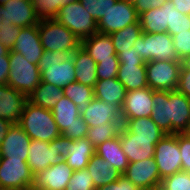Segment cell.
Here are the masks:
<instances>
[{"label":"cell","mask_w":190,"mask_h":190,"mask_svg":"<svg viewBox=\"0 0 190 190\" xmlns=\"http://www.w3.org/2000/svg\"><path fill=\"white\" fill-rule=\"evenodd\" d=\"M150 118L166 134L182 133L190 120V99L176 90L154 91Z\"/></svg>","instance_id":"1"},{"label":"cell","mask_w":190,"mask_h":190,"mask_svg":"<svg viewBox=\"0 0 190 190\" xmlns=\"http://www.w3.org/2000/svg\"><path fill=\"white\" fill-rule=\"evenodd\" d=\"M18 125L33 140L51 142L62 138L51 110L26 102Z\"/></svg>","instance_id":"2"},{"label":"cell","mask_w":190,"mask_h":190,"mask_svg":"<svg viewBox=\"0 0 190 190\" xmlns=\"http://www.w3.org/2000/svg\"><path fill=\"white\" fill-rule=\"evenodd\" d=\"M133 48L136 49L138 57H141L144 62L157 60L180 62L174 48L172 36L167 32H143L137 38Z\"/></svg>","instance_id":"3"},{"label":"cell","mask_w":190,"mask_h":190,"mask_svg":"<svg viewBox=\"0 0 190 190\" xmlns=\"http://www.w3.org/2000/svg\"><path fill=\"white\" fill-rule=\"evenodd\" d=\"M38 33L44 50L75 51L81 45L77 36L54 18L40 20Z\"/></svg>","instance_id":"4"},{"label":"cell","mask_w":190,"mask_h":190,"mask_svg":"<svg viewBox=\"0 0 190 190\" xmlns=\"http://www.w3.org/2000/svg\"><path fill=\"white\" fill-rule=\"evenodd\" d=\"M9 64L7 85L28 96L41 83L38 65L29 63L20 53L12 50L9 52Z\"/></svg>","instance_id":"5"},{"label":"cell","mask_w":190,"mask_h":190,"mask_svg":"<svg viewBox=\"0 0 190 190\" xmlns=\"http://www.w3.org/2000/svg\"><path fill=\"white\" fill-rule=\"evenodd\" d=\"M54 19L73 32L80 41L98 32L97 21L79 0L62 6Z\"/></svg>","instance_id":"6"},{"label":"cell","mask_w":190,"mask_h":190,"mask_svg":"<svg viewBox=\"0 0 190 190\" xmlns=\"http://www.w3.org/2000/svg\"><path fill=\"white\" fill-rule=\"evenodd\" d=\"M63 142V138L51 142L31 139L27 163L33 175L64 161Z\"/></svg>","instance_id":"7"},{"label":"cell","mask_w":190,"mask_h":190,"mask_svg":"<svg viewBox=\"0 0 190 190\" xmlns=\"http://www.w3.org/2000/svg\"><path fill=\"white\" fill-rule=\"evenodd\" d=\"M154 158L161 179L182 171L178 133L167 134L156 144Z\"/></svg>","instance_id":"8"},{"label":"cell","mask_w":190,"mask_h":190,"mask_svg":"<svg viewBox=\"0 0 190 190\" xmlns=\"http://www.w3.org/2000/svg\"><path fill=\"white\" fill-rule=\"evenodd\" d=\"M180 69L181 62L162 60L146 62L148 87L154 91L176 90Z\"/></svg>","instance_id":"9"},{"label":"cell","mask_w":190,"mask_h":190,"mask_svg":"<svg viewBox=\"0 0 190 190\" xmlns=\"http://www.w3.org/2000/svg\"><path fill=\"white\" fill-rule=\"evenodd\" d=\"M34 175L23 160L0 158V188L25 190L33 186Z\"/></svg>","instance_id":"10"},{"label":"cell","mask_w":190,"mask_h":190,"mask_svg":"<svg viewBox=\"0 0 190 190\" xmlns=\"http://www.w3.org/2000/svg\"><path fill=\"white\" fill-rule=\"evenodd\" d=\"M133 23H140L134 4L117 0L105 16L97 22V28L99 33L109 35Z\"/></svg>","instance_id":"11"},{"label":"cell","mask_w":190,"mask_h":190,"mask_svg":"<svg viewBox=\"0 0 190 190\" xmlns=\"http://www.w3.org/2000/svg\"><path fill=\"white\" fill-rule=\"evenodd\" d=\"M121 148L128 162L134 163L154 157L155 146L162 138L135 137L124 125L119 133Z\"/></svg>","instance_id":"12"},{"label":"cell","mask_w":190,"mask_h":190,"mask_svg":"<svg viewBox=\"0 0 190 190\" xmlns=\"http://www.w3.org/2000/svg\"><path fill=\"white\" fill-rule=\"evenodd\" d=\"M123 175L141 190L159 188L162 180L154 157L129 163Z\"/></svg>","instance_id":"13"},{"label":"cell","mask_w":190,"mask_h":190,"mask_svg":"<svg viewBox=\"0 0 190 190\" xmlns=\"http://www.w3.org/2000/svg\"><path fill=\"white\" fill-rule=\"evenodd\" d=\"M1 24L12 23L17 27L38 25L40 19L34 11L32 0H9L1 5Z\"/></svg>","instance_id":"14"},{"label":"cell","mask_w":190,"mask_h":190,"mask_svg":"<svg viewBox=\"0 0 190 190\" xmlns=\"http://www.w3.org/2000/svg\"><path fill=\"white\" fill-rule=\"evenodd\" d=\"M154 90L150 87L128 91L121 108L122 119L150 117L153 110Z\"/></svg>","instance_id":"15"},{"label":"cell","mask_w":190,"mask_h":190,"mask_svg":"<svg viewBox=\"0 0 190 190\" xmlns=\"http://www.w3.org/2000/svg\"><path fill=\"white\" fill-rule=\"evenodd\" d=\"M30 141L26 132L18 124H13L0 144V158L27 162Z\"/></svg>","instance_id":"16"},{"label":"cell","mask_w":190,"mask_h":190,"mask_svg":"<svg viewBox=\"0 0 190 190\" xmlns=\"http://www.w3.org/2000/svg\"><path fill=\"white\" fill-rule=\"evenodd\" d=\"M73 171L65 161H62L34 175L32 188L37 190H65Z\"/></svg>","instance_id":"17"},{"label":"cell","mask_w":190,"mask_h":190,"mask_svg":"<svg viewBox=\"0 0 190 190\" xmlns=\"http://www.w3.org/2000/svg\"><path fill=\"white\" fill-rule=\"evenodd\" d=\"M81 116L89 127L105 125V123L122 122L121 108L93 98Z\"/></svg>","instance_id":"18"},{"label":"cell","mask_w":190,"mask_h":190,"mask_svg":"<svg viewBox=\"0 0 190 190\" xmlns=\"http://www.w3.org/2000/svg\"><path fill=\"white\" fill-rule=\"evenodd\" d=\"M11 50L20 53L29 63L38 65L44 52L40 42L38 25L22 27Z\"/></svg>","instance_id":"19"},{"label":"cell","mask_w":190,"mask_h":190,"mask_svg":"<svg viewBox=\"0 0 190 190\" xmlns=\"http://www.w3.org/2000/svg\"><path fill=\"white\" fill-rule=\"evenodd\" d=\"M27 95L7 84L0 85V118L18 124L27 102Z\"/></svg>","instance_id":"20"},{"label":"cell","mask_w":190,"mask_h":190,"mask_svg":"<svg viewBox=\"0 0 190 190\" xmlns=\"http://www.w3.org/2000/svg\"><path fill=\"white\" fill-rule=\"evenodd\" d=\"M64 161L74 171L86 168L90 158L95 154V148L88 139L64 140Z\"/></svg>","instance_id":"21"},{"label":"cell","mask_w":190,"mask_h":190,"mask_svg":"<svg viewBox=\"0 0 190 190\" xmlns=\"http://www.w3.org/2000/svg\"><path fill=\"white\" fill-rule=\"evenodd\" d=\"M172 9L174 6L168 0L162 7L149 9L139 15V22L145 33H164L171 27Z\"/></svg>","instance_id":"22"},{"label":"cell","mask_w":190,"mask_h":190,"mask_svg":"<svg viewBox=\"0 0 190 190\" xmlns=\"http://www.w3.org/2000/svg\"><path fill=\"white\" fill-rule=\"evenodd\" d=\"M40 73L41 82L58 86L61 89L70 83L76 82L73 58L63 61L60 64H44Z\"/></svg>","instance_id":"23"},{"label":"cell","mask_w":190,"mask_h":190,"mask_svg":"<svg viewBox=\"0 0 190 190\" xmlns=\"http://www.w3.org/2000/svg\"><path fill=\"white\" fill-rule=\"evenodd\" d=\"M75 66L76 82L89 87H95L97 78V63L80 45L72 55Z\"/></svg>","instance_id":"24"},{"label":"cell","mask_w":190,"mask_h":190,"mask_svg":"<svg viewBox=\"0 0 190 190\" xmlns=\"http://www.w3.org/2000/svg\"><path fill=\"white\" fill-rule=\"evenodd\" d=\"M81 46L96 63L106 59H118L108 34L97 32L95 35L81 40Z\"/></svg>","instance_id":"25"},{"label":"cell","mask_w":190,"mask_h":190,"mask_svg":"<svg viewBox=\"0 0 190 190\" xmlns=\"http://www.w3.org/2000/svg\"><path fill=\"white\" fill-rule=\"evenodd\" d=\"M59 132L64 140L71 135V126L81 114L77 106L67 97H62L51 110Z\"/></svg>","instance_id":"26"},{"label":"cell","mask_w":190,"mask_h":190,"mask_svg":"<svg viewBox=\"0 0 190 190\" xmlns=\"http://www.w3.org/2000/svg\"><path fill=\"white\" fill-rule=\"evenodd\" d=\"M127 90L116 78L97 80L94 87V98L112 103L122 108Z\"/></svg>","instance_id":"27"},{"label":"cell","mask_w":190,"mask_h":190,"mask_svg":"<svg viewBox=\"0 0 190 190\" xmlns=\"http://www.w3.org/2000/svg\"><path fill=\"white\" fill-rule=\"evenodd\" d=\"M95 153L104 160H107L110 163V167L117 169L121 174L126 171L129 162L121 148L119 136L101 143L95 148Z\"/></svg>","instance_id":"28"},{"label":"cell","mask_w":190,"mask_h":190,"mask_svg":"<svg viewBox=\"0 0 190 190\" xmlns=\"http://www.w3.org/2000/svg\"><path fill=\"white\" fill-rule=\"evenodd\" d=\"M86 168L92 177L95 188L108 185L122 175L117 169L110 167L107 160H104L96 153L90 158Z\"/></svg>","instance_id":"29"},{"label":"cell","mask_w":190,"mask_h":190,"mask_svg":"<svg viewBox=\"0 0 190 190\" xmlns=\"http://www.w3.org/2000/svg\"><path fill=\"white\" fill-rule=\"evenodd\" d=\"M117 79L127 92L148 87L146 66H136V63L119 64Z\"/></svg>","instance_id":"30"},{"label":"cell","mask_w":190,"mask_h":190,"mask_svg":"<svg viewBox=\"0 0 190 190\" xmlns=\"http://www.w3.org/2000/svg\"><path fill=\"white\" fill-rule=\"evenodd\" d=\"M62 97H64L63 89L55 85L41 82L27 96V100L36 106L52 110Z\"/></svg>","instance_id":"31"},{"label":"cell","mask_w":190,"mask_h":190,"mask_svg":"<svg viewBox=\"0 0 190 190\" xmlns=\"http://www.w3.org/2000/svg\"><path fill=\"white\" fill-rule=\"evenodd\" d=\"M122 123L135 137L163 138L167 135L150 117L122 119Z\"/></svg>","instance_id":"32"},{"label":"cell","mask_w":190,"mask_h":190,"mask_svg":"<svg viewBox=\"0 0 190 190\" xmlns=\"http://www.w3.org/2000/svg\"><path fill=\"white\" fill-rule=\"evenodd\" d=\"M142 33L140 23H133L124 29L109 34L116 54L118 55L120 52L130 50Z\"/></svg>","instance_id":"33"},{"label":"cell","mask_w":190,"mask_h":190,"mask_svg":"<svg viewBox=\"0 0 190 190\" xmlns=\"http://www.w3.org/2000/svg\"><path fill=\"white\" fill-rule=\"evenodd\" d=\"M64 96L70 99L83 113L90 101L94 98V88L84 84L73 82L63 88Z\"/></svg>","instance_id":"34"},{"label":"cell","mask_w":190,"mask_h":190,"mask_svg":"<svg viewBox=\"0 0 190 190\" xmlns=\"http://www.w3.org/2000/svg\"><path fill=\"white\" fill-rule=\"evenodd\" d=\"M122 126V122H111L100 127H89L86 138L94 148H97L101 143L119 136Z\"/></svg>","instance_id":"35"},{"label":"cell","mask_w":190,"mask_h":190,"mask_svg":"<svg viewBox=\"0 0 190 190\" xmlns=\"http://www.w3.org/2000/svg\"><path fill=\"white\" fill-rule=\"evenodd\" d=\"M78 0H32L34 11L40 20L53 19L62 6Z\"/></svg>","instance_id":"36"},{"label":"cell","mask_w":190,"mask_h":190,"mask_svg":"<svg viewBox=\"0 0 190 190\" xmlns=\"http://www.w3.org/2000/svg\"><path fill=\"white\" fill-rule=\"evenodd\" d=\"M160 190H190V173L178 172L163 178L159 186Z\"/></svg>","instance_id":"37"},{"label":"cell","mask_w":190,"mask_h":190,"mask_svg":"<svg viewBox=\"0 0 190 190\" xmlns=\"http://www.w3.org/2000/svg\"><path fill=\"white\" fill-rule=\"evenodd\" d=\"M82 6L97 22L105 16L117 0H79Z\"/></svg>","instance_id":"38"},{"label":"cell","mask_w":190,"mask_h":190,"mask_svg":"<svg viewBox=\"0 0 190 190\" xmlns=\"http://www.w3.org/2000/svg\"><path fill=\"white\" fill-rule=\"evenodd\" d=\"M65 190H96L87 168L73 171Z\"/></svg>","instance_id":"39"},{"label":"cell","mask_w":190,"mask_h":190,"mask_svg":"<svg viewBox=\"0 0 190 190\" xmlns=\"http://www.w3.org/2000/svg\"><path fill=\"white\" fill-rule=\"evenodd\" d=\"M187 30H190V15L172 9L171 27H167V33L172 36Z\"/></svg>","instance_id":"40"},{"label":"cell","mask_w":190,"mask_h":190,"mask_svg":"<svg viewBox=\"0 0 190 190\" xmlns=\"http://www.w3.org/2000/svg\"><path fill=\"white\" fill-rule=\"evenodd\" d=\"M21 28L7 22L0 24V42L2 45L11 50L14 47Z\"/></svg>","instance_id":"41"},{"label":"cell","mask_w":190,"mask_h":190,"mask_svg":"<svg viewBox=\"0 0 190 190\" xmlns=\"http://www.w3.org/2000/svg\"><path fill=\"white\" fill-rule=\"evenodd\" d=\"M172 40L179 60L190 55V30L172 35Z\"/></svg>","instance_id":"42"},{"label":"cell","mask_w":190,"mask_h":190,"mask_svg":"<svg viewBox=\"0 0 190 190\" xmlns=\"http://www.w3.org/2000/svg\"><path fill=\"white\" fill-rule=\"evenodd\" d=\"M119 68L118 59H106L97 63L98 80L116 78Z\"/></svg>","instance_id":"43"},{"label":"cell","mask_w":190,"mask_h":190,"mask_svg":"<svg viewBox=\"0 0 190 190\" xmlns=\"http://www.w3.org/2000/svg\"><path fill=\"white\" fill-rule=\"evenodd\" d=\"M75 51H48L44 50L42 57L39 60L38 68L41 70L44 67V64H60L63 61L69 60L72 58V55Z\"/></svg>","instance_id":"44"},{"label":"cell","mask_w":190,"mask_h":190,"mask_svg":"<svg viewBox=\"0 0 190 190\" xmlns=\"http://www.w3.org/2000/svg\"><path fill=\"white\" fill-rule=\"evenodd\" d=\"M178 145L182 158V171L190 173V138L178 133Z\"/></svg>","instance_id":"45"},{"label":"cell","mask_w":190,"mask_h":190,"mask_svg":"<svg viewBox=\"0 0 190 190\" xmlns=\"http://www.w3.org/2000/svg\"><path fill=\"white\" fill-rule=\"evenodd\" d=\"M96 190H141L139 187L134 185L129 179L123 174L114 182L96 188Z\"/></svg>","instance_id":"46"},{"label":"cell","mask_w":190,"mask_h":190,"mask_svg":"<svg viewBox=\"0 0 190 190\" xmlns=\"http://www.w3.org/2000/svg\"><path fill=\"white\" fill-rule=\"evenodd\" d=\"M89 126L84 122L82 116H78L76 122L71 126V135L66 140H78L87 136Z\"/></svg>","instance_id":"47"},{"label":"cell","mask_w":190,"mask_h":190,"mask_svg":"<svg viewBox=\"0 0 190 190\" xmlns=\"http://www.w3.org/2000/svg\"><path fill=\"white\" fill-rule=\"evenodd\" d=\"M117 56L119 64L136 63V66H146V62L138 57L137 51L133 47L130 50L120 52Z\"/></svg>","instance_id":"48"},{"label":"cell","mask_w":190,"mask_h":190,"mask_svg":"<svg viewBox=\"0 0 190 190\" xmlns=\"http://www.w3.org/2000/svg\"><path fill=\"white\" fill-rule=\"evenodd\" d=\"M168 0H136L134 7L137 14L140 15L149 9L162 7Z\"/></svg>","instance_id":"49"},{"label":"cell","mask_w":190,"mask_h":190,"mask_svg":"<svg viewBox=\"0 0 190 190\" xmlns=\"http://www.w3.org/2000/svg\"><path fill=\"white\" fill-rule=\"evenodd\" d=\"M177 90L190 99V71L180 70Z\"/></svg>","instance_id":"50"},{"label":"cell","mask_w":190,"mask_h":190,"mask_svg":"<svg viewBox=\"0 0 190 190\" xmlns=\"http://www.w3.org/2000/svg\"><path fill=\"white\" fill-rule=\"evenodd\" d=\"M10 71L9 53L2 56L0 59V85L7 84L8 75Z\"/></svg>","instance_id":"51"},{"label":"cell","mask_w":190,"mask_h":190,"mask_svg":"<svg viewBox=\"0 0 190 190\" xmlns=\"http://www.w3.org/2000/svg\"><path fill=\"white\" fill-rule=\"evenodd\" d=\"M174 9L182 14L190 15V0H170Z\"/></svg>","instance_id":"52"},{"label":"cell","mask_w":190,"mask_h":190,"mask_svg":"<svg viewBox=\"0 0 190 190\" xmlns=\"http://www.w3.org/2000/svg\"><path fill=\"white\" fill-rule=\"evenodd\" d=\"M12 125L13 124L8 122L7 120L0 118V144L2 143L5 136L8 134V131Z\"/></svg>","instance_id":"53"},{"label":"cell","mask_w":190,"mask_h":190,"mask_svg":"<svg viewBox=\"0 0 190 190\" xmlns=\"http://www.w3.org/2000/svg\"><path fill=\"white\" fill-rule=\"evenodd\" d=\"M180 62H181V69L180 70L190 71V55L186 56L185 58L180 60Z\"/></svg>","instance_id":"54"},{"label":"cell","mask_w":190,"mask_h":190,"mask_svg":"<svg viewBox=\"0 0 190 190\" xmlns=\"http://www.w3.org/2000/svg\"><path fill=\"white\" fill-rule=\"evenodd\" d=\"M9 52H10V49L2 45V43L0 42V59H2V56L8 54Z\"/></svg>","instance_id":"55"},{"label":"cell","mask_w":190,"mask_h":190,"mask_svg":"<svg viewBox=\"0 0 190 190\" xmlns=\"http://www.w3.org/2000/svg\"><path fill=\"white\" fill-rule=\"evenodd\" d=\"M181 134L190 138V120Z\"/></svg>","instance_id":"56"},{"label":"cell","mask_w":190,"mask_h":190,"mask_svg":"<svg viewBox=\"0 0 190 190\" xmlns=\"http://www.w3.org/2000/svg\"><path fill=\"white\" fill-rule=\"evenodd\" d=\"M124 1L126 3H130V4H134L136 2V0H121Z\"/></svg>","instance_id":"57"},{"label":"cell","mask_w":190,"mask_h":190,"mask_svg":"<svg viewBox=\"0 0 190 190\" xmlns=\"http://www.w3.org/2000/svg\"><path fill=\"white\" fill-rule=\"evenodd\" d=\"M9 0H0V5H3L4 3L8 2Z\"/></svg>","instance_id":"58"},{"label":"cell","mask_w":190,"mask_h":190,"mask_svg":"<svg viewBox=\"0 0 190 190\" xmlns=\"http://www.w3.org/2000/svg\"><path fill=\"white\" fill-rule=\"evenodd\" d=\"M1 5H0V24H1V19L3 18V16H1Z\"/></svg>","instance_id":"59"},{"label":"cell","mask_w":190,"mask_h":190,"mask_svg":"<svg viewBox=\"0 0 190 190\" xmlns=\"http://www.w3.org/2000/svg\"><path fill=\"white\" fill-rule=\"evenodd\" d=\"M25 190H37V189H34V188L31 187V188H28V189H25Z\"/></svg>","instance_id":"60"},{"label":"cell","mask_w":190,"mask_h":190,"mask_svg":"<svg viewBox=\"0 0 190 190\" xmlns=\"http://www.w3.org/2000/svg\"><path fill=\"white\" fill-rule=\"evenodd\" d=\"M0 190H15V189H1V188H0Z\"/></svg>","instance_id":"61"}]
</instances>
